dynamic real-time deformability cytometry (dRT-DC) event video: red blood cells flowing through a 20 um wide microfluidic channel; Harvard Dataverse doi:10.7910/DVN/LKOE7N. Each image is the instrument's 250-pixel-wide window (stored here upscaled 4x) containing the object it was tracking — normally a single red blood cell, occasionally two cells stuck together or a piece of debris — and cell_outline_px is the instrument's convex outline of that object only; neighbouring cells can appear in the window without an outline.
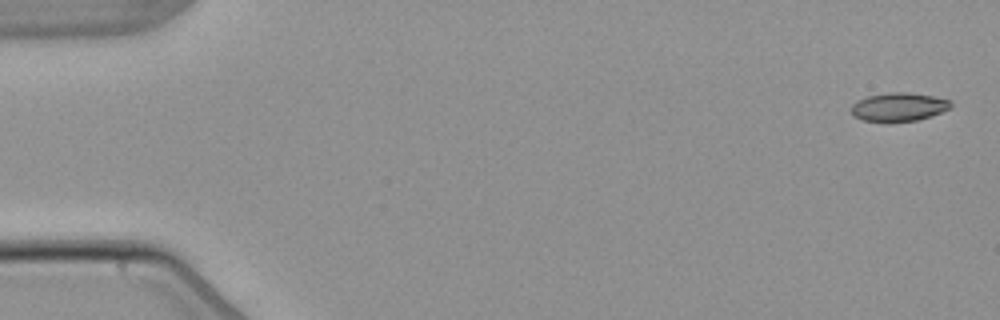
{"species": "common noctule bat (a hibernating species)", "species_latin": "Nyctalus noctula", "temperature_condition": "warm", "stored_images_in_passage": 5, "camera_frame_rate_fps": 3000, "um_per_image_px": 0.085, "animal": {"sex": "male", "body_mass_g": 21.5, "forearm_length_mm": 52.0}, "frame": {"image": 1, "passage_image": 1, "time_ms": 0.0, "image_size_px": [1000, 320], "cell_outline_px": [[952, 104], [948, 108], [932, 116], [916, 120], [864, 120], [852, 116], [852, 104], [856, 100], [868, 96], [892, 92], [908, 92], [932, 96], [952, 100]], "centroid_in_image_um": [76.39, 9.06], "position_along_channel_um": 8.6, "area_um2": 16.13}}
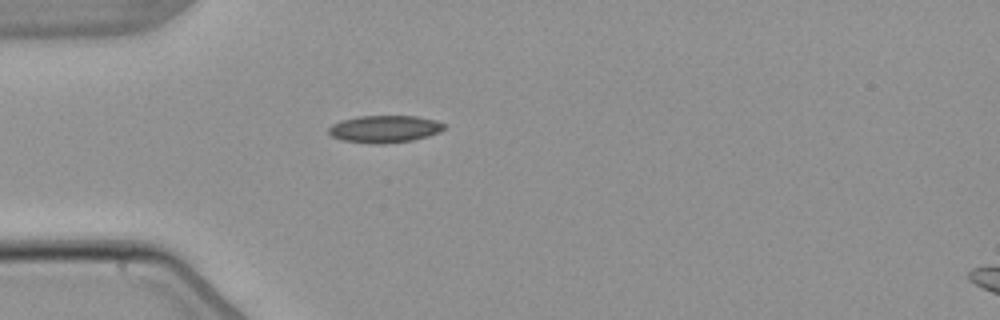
{"frame": {"image": 2, "passage_image": 5, "time_ms": 4.667, "image_size_px": [1000, 320], "cell_outline_px": [[444, 128], [440, 132], [428, 136], [412, 140], [384, 144], [368, 144], [340, 140], [332, 136], [328, 132], [328, 128], [332, 124], [340, 120], [360, 116], [416, 116], [436, 120], [444, 124]], "centroid_in_image_um": [32.66, 10.97], "position_along_channel_um": 52.3, "area_um2": 18.5}}